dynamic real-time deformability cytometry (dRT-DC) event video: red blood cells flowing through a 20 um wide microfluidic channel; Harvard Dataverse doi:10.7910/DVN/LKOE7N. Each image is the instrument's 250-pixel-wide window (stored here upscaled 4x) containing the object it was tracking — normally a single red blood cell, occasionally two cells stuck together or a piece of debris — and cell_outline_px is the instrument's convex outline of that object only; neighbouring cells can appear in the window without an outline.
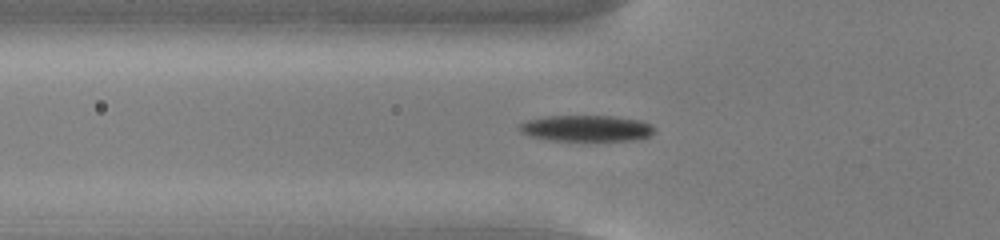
{"species": "common noctule bat (a hibernating species)", "species_latin": "Nyctalus noctula", "temperature_condition": "cold", "stored_images_in_passage": 56, "camera_frame_rate_fps": 3000, "um_per_image_px": 0.085, "animal": {"sex": "male", "body_mass_g": 13.0, "forearm_length_mm": 53.1}, "frame": {"image": 1, "passage_image": 20, "time_ms": 6.333, "image_size_px": [1000, 240], "cell_outline_px": [[656, 132], [648, 136], [632, 140], [552, 140], [528, 136], [520, 132], [516, 128], [520, 124], [528, 120], [548, 116], [612, 116], [640, 120], [652, 124], [656, 128]], "centroid_in_image_um": [49.85, 10.9], "position_along_channel_um": 76.0, "area_um2": 20.58}}
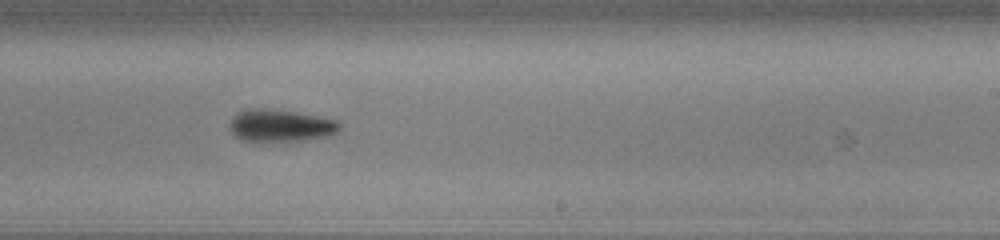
{"frame": {"image": 2, "passage_image": 35, "time_ms": 11.333, "image_size_px": [1000, 240], "cell_outline_px": [[340, 128], [332, 136], [304, 140], [244, 140], [236, 136], [228, 128], [228, 124], [232, 116], [236, 112], [248, 108], [264, 108], [296, 112], [340, 120]], "centroid_in_image_um": [23.85, 10.65], "position_along_channel_um": 265.2, "area_um2": 20.75}}
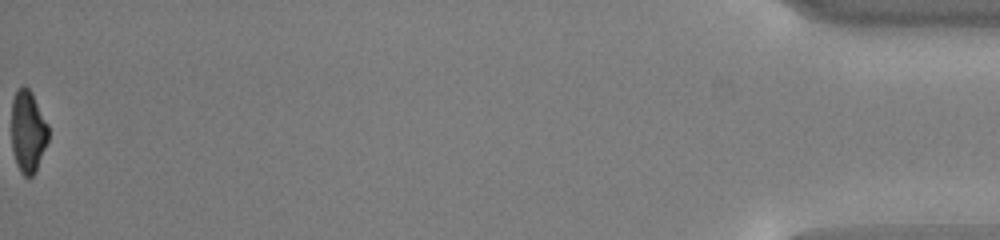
{"frame": {"image": 3, "passage_image": 56, "time_ms": 18.333, "image_size_px": [1000, 240], "cell_outline_px": [[48, 140], [36, 172], [32, 176], [24, 176], [20, 172], [16, 164], [12, 148], [12, 100], [16, 92], [24, 84], [32, 92], [48, 124]], "centroid_in_image_um": [2.38, 11.19], "position_along_channel_um": 432.8, "area_um2": 17.69}, "authors_computed_cell_mechanics": {"area_um2": 19.6809, "velocity_mm_per_s": 3.7844, "shape_relaxation_time_tau1_ms": 2.7336, "shape_relaxation_time_tau2_ms": null, "deformation_change_tau1": 0.1508, "deformation_change_tau2": null}}